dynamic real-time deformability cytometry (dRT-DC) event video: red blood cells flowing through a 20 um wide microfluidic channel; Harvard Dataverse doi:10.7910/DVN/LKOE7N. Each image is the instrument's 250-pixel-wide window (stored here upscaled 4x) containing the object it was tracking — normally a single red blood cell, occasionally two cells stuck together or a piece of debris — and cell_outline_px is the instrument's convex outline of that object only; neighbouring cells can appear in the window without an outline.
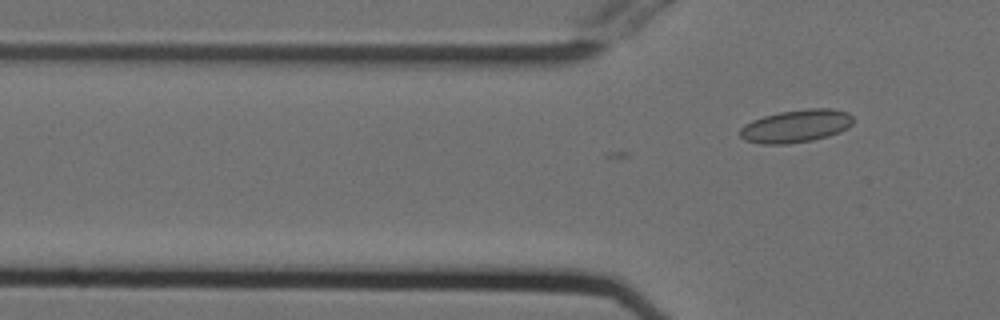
{"species": "Egyptian fruit bat (a non-hibernating species)", "species_latin": "Rousettus aegyptiacus", "temperature_condition": "cold", "stored_images_in_passage": 3, "camera_frame_rate_fps": 3000, "um_per_image_px": 0.085, "animal": {"sex": "female"}, "frame": {"image": 1, "passage_image": 3, "time_ms": 0.667, "image_size_px": [1000, 320], "cell_outline_px": [[852, 124], [848, 128], [840, 132], [828, 136], [812, 140], [788, 144], [760, 144], [744, 140], [740, 136], [740, 128], [744, 124], [752, 120], [764, 116], [780, 112], [808, 108], [832, 108], [848, 112], [852, 116]], "centroid_in_image_um": [67.66, 10.71], "position_along_channel_um": 58.1, "area_um2": 21.79}}